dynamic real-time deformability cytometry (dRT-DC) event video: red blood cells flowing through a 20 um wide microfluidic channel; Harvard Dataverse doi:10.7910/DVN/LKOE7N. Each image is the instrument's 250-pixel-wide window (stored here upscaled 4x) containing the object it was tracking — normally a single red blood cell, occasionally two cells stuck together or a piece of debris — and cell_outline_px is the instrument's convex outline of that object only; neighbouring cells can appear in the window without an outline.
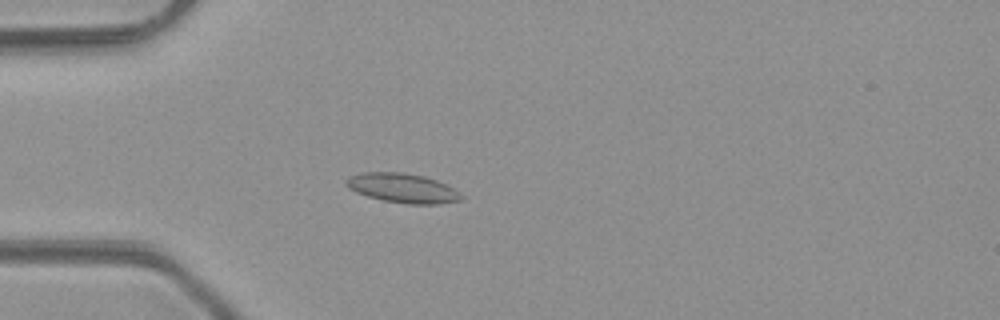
{"species": "common noctule bat (a hibernating species)", "species_latin": "Nyctalus noctula", "temperature_condition": "room temperature", "stored_images_in_passage": 5, "camera_frame_rate_fps": 3000, "um_per_image_px": 0.085, "animal": {"sex": "male", "body_mass_g": 23.1, "forearm_length_mm": 52.7}, "frame": {"image": 1, "passage_image": 5, "time_ms": 4.333, "image_size_px": [1000, 320], "cell_outline_px": [[464, 196], [460, 200], [440, 204], [408, 204], [384, 200], [368, 196], [356, 192], [348, 188], [344, 184], [344, 180], [348, 176], [364, 172], [400, 172], [424, 176], [448, 184]], "centroid_in_image_um": [34.21, 15.98], "position_along_channel_um": 50.8, "area_um2": 19.83}}